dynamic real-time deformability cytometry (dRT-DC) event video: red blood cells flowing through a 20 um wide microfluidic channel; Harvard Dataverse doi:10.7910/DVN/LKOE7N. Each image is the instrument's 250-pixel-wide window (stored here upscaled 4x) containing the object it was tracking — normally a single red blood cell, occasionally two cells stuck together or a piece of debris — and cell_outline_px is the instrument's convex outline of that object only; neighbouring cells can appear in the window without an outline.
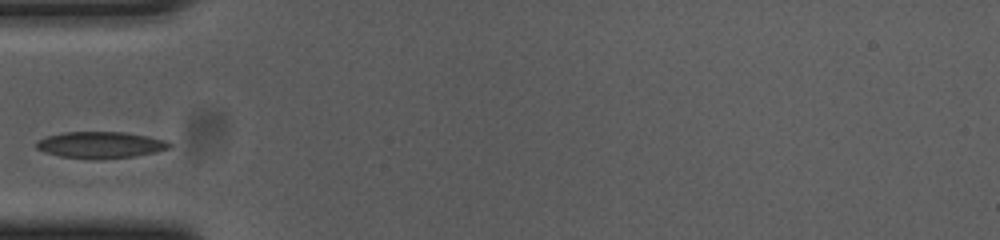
{"species": "common noctule bat (a hibernating species)", "species_latin": "Nyctalus noctula", "temperature_condition": "cold", "stored_images_in_passage": 35, "camera_frame_rate_fps": 3000, "um_per_image_px": 0.085, "animal": {"sex": "female", "body_mass_g": 23.0, "forearm_length_mm": 53.4}, "frame": {"image": 1, "passage_image": 1, "time_ms": 0.0, "image_size_px": [1000, 240], "cell_outline_px": [[172, 148], [156, 152], [132, 156], [96, 160], [60, 156], [44, 152], [36, 148], [36, 140], [48, 136], [64, 132], [124, 132], [148, 136], [164, 140], [172, 144]], "centroid_in_image_um": [8.54, 12.32], "position_along_channel_um": 76.5, "area_um2": 20.63}}
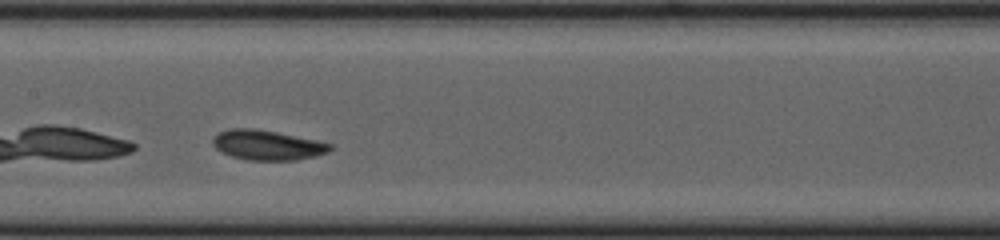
{"frame": {"image": 2, "passage_image": 10, "time_ms": 3.0, "image_size_px": [1000, 240], "cell_outline_px": [[332, 148], [328, 152], [316, 156], [296, 160], [248, 160], [232, 156], [216, 148], [212, 144], [212, 140], [220, 132], [228, 128], [252, 128], [276, 132], [316, 140], [332, 144]], "centroid_in_image_um": [22.74, 12.33], "position_along_channel_um": 184.7, "area_um2": 20.23}}
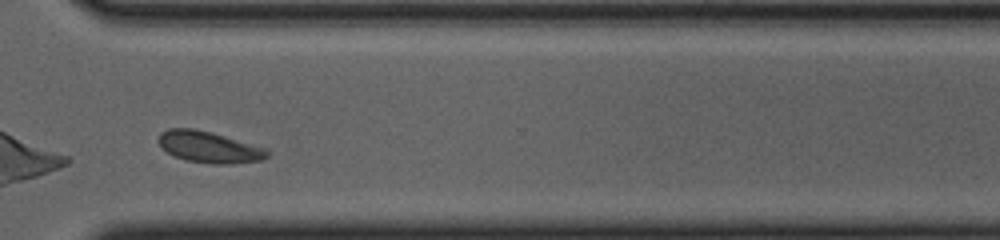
{"frame": {"image": 3, "passage_image": 24, "time_ms": 7.667, "image_size_px": [1000, 240], "cell_outline_px": [[272, 152], [268, 156], [260, 160], [232, 164], [212, 164], [188, 160], [172, 156], [156, 140], [160, 132], [168, 128], [196, 128], [212, 132], [268, 148]], "centroid_in_image_um": [17.79, 12.49], "position_along_channel_um": 352.8, "area_um2": 20.17}}